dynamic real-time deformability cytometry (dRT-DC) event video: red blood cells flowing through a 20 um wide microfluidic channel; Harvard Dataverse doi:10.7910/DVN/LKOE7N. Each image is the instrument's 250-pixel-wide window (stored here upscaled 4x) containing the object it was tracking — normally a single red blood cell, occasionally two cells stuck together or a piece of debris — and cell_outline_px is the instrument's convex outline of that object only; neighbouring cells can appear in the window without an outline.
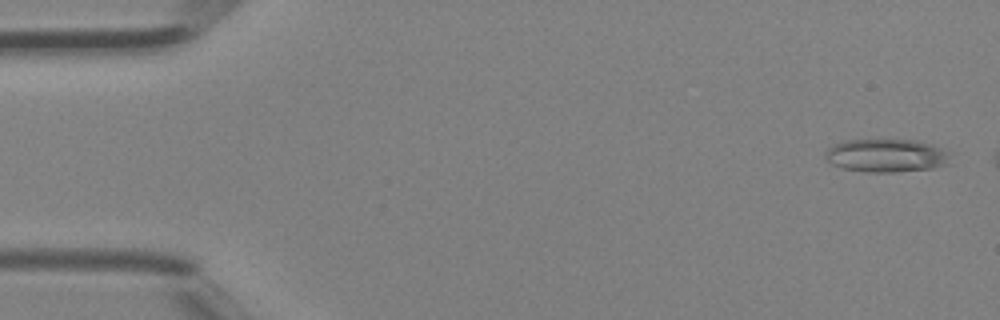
{"species": "Egyptian fruit bat (a non-hibernating species)", "species_latin": "Rousettus aegyptiacus", "temperature_condition": "room temperature", "stored_images_in_passage": 8, "camera_frame_rate_fps": 3000, "um_per_image_px": 0.085, "animal": {"sex": "female"}, "frame": {"image": 1, "passage_image": 2, "time_ms": 0.333, "image_size_px": [1000, 320], "cell_outline_px": [[948, 152], [944, 164], [932, 168], [896, 172], [864, 172], [844, 168], [832, 164], [824, 156], [824, 152], [828, 148], [844, 140], [916, 140], [932, 144], [944, 148]], "centroid_in_image_um": [75.29, 13.21], "position_along_channel_um": 9.7, "area_um2": 23.93}}